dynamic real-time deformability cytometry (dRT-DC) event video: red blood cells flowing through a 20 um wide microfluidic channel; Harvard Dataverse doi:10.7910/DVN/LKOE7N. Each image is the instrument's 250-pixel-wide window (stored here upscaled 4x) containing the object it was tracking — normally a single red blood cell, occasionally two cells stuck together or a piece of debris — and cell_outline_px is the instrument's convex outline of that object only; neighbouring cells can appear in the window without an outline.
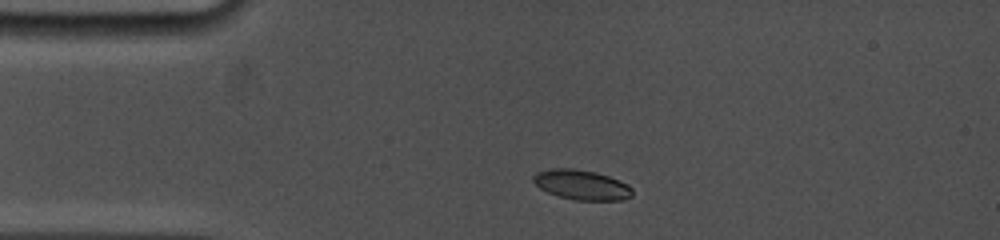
{"species": "common noctule bat (a hibernating species)", "species_latin": "Nyctalus noctula", "temperature_condition": "cold", "stored_images_in_passage": 15, "camera_frame_rate_fps": 5000, "um_per_image_px": 0.085, "animal": {"sex": "female", "body_mass_g": 19.0, "forearm_length_mm": 53.3}, "frame": {"image": 1, "passage_image": 1, "time_ms": 0.0, "image_size_px": [1000, 240], "cell_outline_px": [[632, 196], [624, 200], [572, 200], [548, 192], [540, 188], [532, 180], [532, 176], [536, 172], [552, 168], [572, 168], [596, 172], [608, 176], [628, 184], [632, 188]], "centroid_in_image_um": [49.44, 15.71], "position_along_channel_um": 35.6, "area_um2": 17.28}}
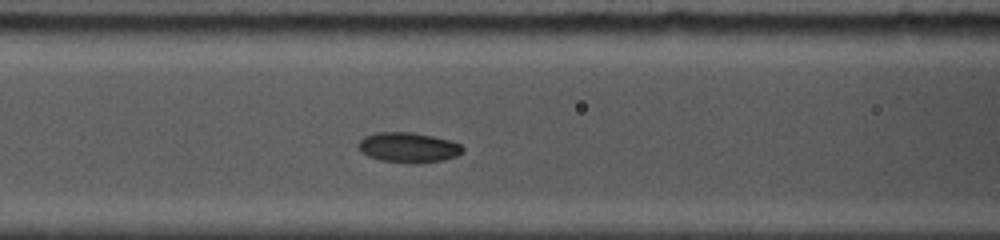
{"frame": {"image": 2, "passage_image": 9, "time_ms": 3.4, "image_size_px": [1000, 240], "cell_outline_px": [[464, 152], [456, 156], [444, 160], [380, 160], [368, 156], [360, 152], [356, 144], [364, 136], [376, 132], [412, 132], [432, 136], [448, 140], [460, 144], [464, 148]], "centroid_in_image_um": [34.66, 12.48], "position_along_channel_um": 131.9, "area_um2": 17.57}}
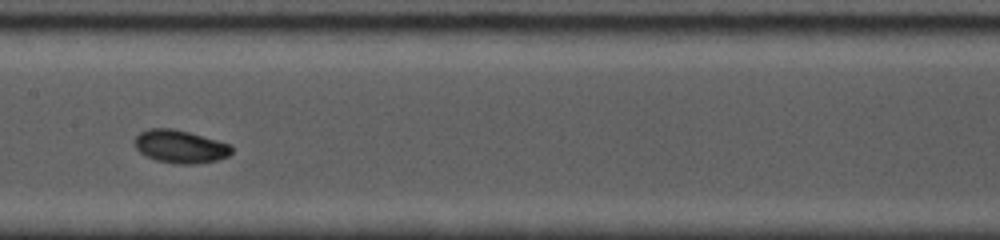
{"frame": {"image": 3, "passage_image": 13, "time_ms": 5.0, "image_size_px": [1000, 240], "cell_outline_px": [[232, 152], [228, 156], [216, 160], [196, 164], [180, 164], [156, 160], [140, 152], [136, 148], [132, 140], [140, 132], [148, 128], [172, 128], [188, 132], [232, 144]], "centroid_in_image_um": [15.31, 12.45], "position_along_channel_um": 192.1, "area_um2": 18.67}}